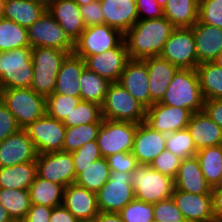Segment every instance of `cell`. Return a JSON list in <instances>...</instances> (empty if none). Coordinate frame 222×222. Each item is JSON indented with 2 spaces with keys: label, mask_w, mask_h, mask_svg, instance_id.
I'll return each instance as SVG.
<instances>
[{
  "label": "cell",
  "mask_w": 222,
  "mask_h": 222,
  "mask_svg": "<svg viewBox=\"0 0 222 222\" xmlns=\"http://www.w3.org/2000/svg\"><path fill=\"white\" fill-rule=\"evenodd\" d=\"M176 27L165 17L138 20L125 34L130 59H144L161 54Z\"/></svg>",
  "instance_id": "cell-1"
},
{
  "label": "cell",
  "mask_w": 222,
  "mask_h": 222,
  "mask_svg": "<svg viewBox=\"0 0 222 222\" xmlns=\"http://www.w3.org/2000/svg\"><path fill=\"white\" fill-rule=\"evenodd\" d=\"M204 102L196 69H179L159 103L196 113L203 111Z\"/></svg>",
  "instance_id": "cell-2"
},
{
  "label": "cell",
  "mask_w": 222,
  "mask_h": 222,
  "mask_svg": "<svg viewBox=\"0 0 222 222\" xmlns=\"http://www.w3.org/2000/svg\"><path fill=\"white\" fill-rule=\"evenodd\" d=\"M34 70L32 47L0 52L1 89L31 88Z\"/></svg>",
  "instance_id": "cell-3"
},
{
  "label": "cell",
  "mask_w": 222,
  "mask_h": 222,
  "mask_svg": "<svg viewBox=\"0 0 222 222\" xmlns=\"http://www.w3.org/2000/svg\"><path fill=\"white\" fill-rule=\"evenodd\" d=\"M0 100L21 129L46 114V97L37 94L32 88L3 89Z\"/></svg>",
  "instance_id": "cell-4"
},
{
  "label": "cell",
  "mask_w": 222,
  "mask_h": 222,
  "mask_svg": "<svg viewBox=\"0 0 222 222\" xmlns=\"http://www.w3.org/2000/svg\"><path fill=\"white\" fill-rule=\"evenodd\" d=\"M131 184L135 198L151 204L171 197L174 190V179L146 164H138L134 169Z\"/></svg>",
  "instance_id": "cell-5"
},
{
  "label": "cell",
  "mask_w": 222,
  "mask_h": 222,
  "mask_svg": "<svg viewBox=\"0 0 222 222\" xmlns=\"http://www.w3.org/2000/svg\"><path fill=\"white\" fill-rule=\"evenodd\" d=\"M67 52L54 48H32L34 76L31 88L44 97L54 93L57 75Z\"/></svg>",
  "instance_id": "cell-6"
},
{
  "label": "cell",
  "mask_w": 222,
  "mask_h": 222,
  "mask_svg": "<svg viewBox=\"0 0 222 222\" xmlns=\"http://www.w3.org/2000/svg\"><path fill=\"white\" fill-rule=\"evenodd\" d=\"M101 109L103 119L137 124L145 121L146 108L118 83L109 85Z\"/></svg>",
  "instance_id": "cell-7"
},
{
  "label": "cell",
  "mask_w": 222,
  "mask_h": 222,
  "mask_svg": "<svg viewBox=\"0 0 222 222\" xmlns=\"http://www.w3.org/2000/svg\"><path fill=\"white\" fill-rule=\"evenodd\" d=\"M137 123L103 119L97 143L102 157L120 152H132Z\"/></svg>",
  "instance_id": "cell-8"
},
{
  "label": "cell",
  "mask_w": 222,
  "mask_h": 222,
  "mask_svg": "<svg viewBox=\"0 0 222 222\" xmlns=\"http://www.w3.org/2000/svg\"><path fill=\"white\" fill-rule=\"evenodd\" d=\"M28 29L30 47L54 48L68 54L74 51V42L68 37L64 29L46 10L40 18Z\"/></svg>",
  "instance_id": "cell-9"
},
{
  "label": "cell",
  "mask_w": 222,
  "mask_h": 222,
  "mask_svg": "<svg viewBox=\"0 0 222 222\" xmlns=\"http://www.w3.org/2000/svg\"><path fill=\"white\" fill-rule=\"evenodd\" d=\"M124 41V34L107 24L86 27L74 42L73 53L81 58L100 54L118 47Z\"/></svg>",
  "instance_id": "cell-10"
},
{
  "label": "cell",
  "mask_w": 222,
  "mask_h": 222,
  "mask_svg": "<svg viewBox=\"0 0 222 222\" xmlns=\"http://www.w3.org/2000/svg\"><path fill=\"white\" fill-rule=\"evenodd\" d=\"M100 212L118 213L134 198L131 173L110 172V178L96 193Z\"/></svg>",
  "instance_id": "cell-11"
},
{
  "label": "cell",
  "mask_w": 222,
  "mask_h": 222,
  "mask_svg": "<svg viewBox=\"0 0 222 222\" xmlns=\"http://www.w3.org/2000/svg\"><path fill=\"white\" fill-rule=\"evenodd\" d=\"M160 56L179 69H196L199 63L191 27L175 28Z\"/></svg>",
  "instance_id": "cell-12"
},
{
  "label": "cell",
  "mask_w": 222,
  "mask_h": 222,
  "mask_svg": "<svg viewBox=\"0 0 222 222\" xmlns=\"http://www.w3.org/2000/svg\"><path fill=\"white\" fill-rule=\"evenodd\" d=\"M25 130L38 154L62 151L66 132L62 121L45 114L32 122Z\"/></svg>",
  "instance_id": "cell-13"
},
{
  "label": "cell",
  "mask_w": 222,
  "mask_h": 222,
  "mask_svg": "<svg viewBox=\"0 0 222 222\" xmlns=\"http://www.w3.org/2000/svg\"><path fill=\"white\" fill-rule=\"evenodd\" d=\"M37 175L45 180L58 183L64 188L76 180L74 159L71 152L57 151L38 154Z\"/></svg>",
  "instance_id": "cell-14"
},
{
  "label": "cell",
  "mask_w": 222,
  "mask_h": 222,
  "mask_svg": "<svg viewBox=\"0 0 222 222\" xmlns=\"http://www.w3.org/2000/svg\"><path fill=\"white\" fill-rule=\"evenodd\" d=\"M191 115L188 109L157 102L146 109L144 122L153 130L169 134L187 128Z\"/></svg>",
  "instance_id": "cell-15"
},
{
  "label": "cell",
  "mask_w": 222,
  "mask_h": 222,
  "mask_svg": "<svg viewBox=\"0 0 222 222\" xmlns=\"http://www.w3.org/2000/svg\"><path fill=\"white\" fill-rule=\"evenodd\" d=\"M129 59L125 41L118 47L106 52L84 58L86 68L108 80L110 83L118 82Z\"/></svg>",
  "instance_id": "cell-16"
},
{
  "label": "cell",
  "mask_w": 222,
  "mask_h": 222,
  "mask_svg": "<svg viewBox=\"0 0 222 222\" xmlns=\"http://www.w3.org/2000/svg\"><path fill=\"white\" fill-rule=\"evenodd\" d=\"M117 83L146 109L150 107L149 76L144 59H129Z\"/></svg>",
  "instance_id": "cell-17"
},
{
  "label": "cell",
  "mask_w": 222,
  "mask_h": 222,
  "mask_svg": "<svg viewBox=\"0 0 222 222\" xmlns=\"http://www.w3.org/2000/svg\"><path fill=\"white\" fill-rule=\"evenodd\" d=\"M37 151L25 129L0 142V168L36 161Z\"/></svg>",
  "instance_id": "cell-18"
},
{
  "label": "cell",
  "mask_w": 222,
  "mask_h": 222,
  "mask_svg": "<svg viewBox=\"0 0 222 222\" xmlns=\"http://www.w3.org/2000/svg\"><path fill=\"white\" fill-rule=\"evenodd\" d=\"M171 197L186 222H216L211 194H193L174 187Z\"/></svg>",
  "instance_id": "cell-19"
},
{
  "label": "cell",
  "mask_w": 222,
  "mask_h": 222,
  "mask_svg": "<svg viewBox=\"0 0 222 222\" xmlns=\"http://www.w3.org/2000/svg\"><path fill=\"white\" fill-rule=\"evenodd\" d=\"M166 149V134L153 130L145 122L137 125L132 154L138 164L150 165Z\"/></svg>",
  "instance_id": "cell-20"
},
{
  "label": "cell",
  "mask_w": 222,
  "mask_h": 222,
  "mask_svg": "<svg viewBox=\"0 0 222 222\" xmlns=\"http://www.w3.org/2000/svg\"><path fill=\"white\" fill-rule=\"evenodd\" d=\"M63 205L80 222H93L100 212L96 193L75 183L64 188Z\"/></svg>",
  "instance_id": "cell-21"
},
{
  "label": "cell",
  "mask_w": 222,
  "mask_h": 222,
  "mask_svg": "<svg viewBox=\"0 0 222 222\" xmlns=\"http://www.w3.org/2000/svg\"><path fill=\"white\" fill-rule=\"evenodd\" d=\"M149 76L150 106L160 102L179 68L160 55L144 58Z\"/></svg>",
  "instance_id": "cell-22"
},
{
  "label": "cell",
  "mask_w": 222,
  "mask_h": 222,
  "mask_svg": "<svg viewBox=\"0 0 222 222\" xmlns=\"http://www.w3.org/2000/svg\"><path fill=\"white\" fill-rule=\"evenodd\" d=\"M198 63L213 62L222 52V29L199 20L191 27Z\"/></svg>",
  "instance_id": "cell-23"
},
{
  "label": "cell",
  "mask_w": 222,
  "mask_h": 222,
  "mask_svg": "<svg viewBox=\"0 0 222 222\" xmlns=\"http://www.w3.org/2000/svg\"><path fill=\"white\" fill-rule=\"evenodd\" d=\"M104 24L125 34L138 20L135 0H100Z\"/></svg>",
  "instance_id": "cell-24"
},
{
  "label": "cell",
  "mask_w": 222,
  "mask_h": 222,
  "mask_svg": "<svg viewBox=\"0 0 222 222\" xmlns=\"http://www.w3.org/2000/svg\"><path fill=\"white\" fill-rule=\"evenodd\" d=\"M47 10L73 42L80 37L85 25L79 5L74 0H52Z\"/></svg>",
  "instance_id": "cell-25"
},
{
  "label": "cell",
  "mask_w": 222,
  "mask_h": 222,
  "mask_svg": "<svg viewBox=\"0 0 222 222\" xmlns=\"http://www.w3.org/2000/svg\"><path fill=\"white\" fill-rule=\"evenodd\" d=\"M85 67L86 63L83 58L74 53L68 54L61 63L53 94L80 97L79 78Z\"/></svg>",
  "instance_id": "cell-26"
},
{
  "label": "cell",
  "mask_w": 222,
  "mask_h": 222,
  "mask_svg": "<svg viewBox=\"0 0 222 222\" xmlns=\"http://www.w3.org/2000/svg\"><path fill=\"white\" fill-rule=\"evenodd\" d=\"M196 150L222 145V129L204 111L192 113L188 126Z\"/></svg>",
  "instance_id": "cell-27"
},
{
  "label": "cell",
  "mask_w": 222,
  "mask_h": 222,
  "mask_svg": "<svg viewBox=\"0 0 222 222\" xmlns=\"http://www.w3.org/2000/svg\"><path fill=\"white\" fill-rule=\"evenodd\" d=\"M174 187L193 194H211L212 187L206 182L196 156L181 161L174 179Z\"/></svg>",
  "instance_id": "cell-28"
},
{
  "label": "cell",
  "mask_w": 222,
  "mask_h": 222,
  "mask_svg": "<svg viewBox=\"0 0 222 222\" xmlns=\"http://www.w3.org/2000/svg\"><path fill=\"white\" fill-rule=\"evenodd\" d=\"M47 10L43 4L33 0H4L1 2V17L29 28Z\"/></svg>",
  "instance_id": "cell-29"
},
{
  "label": "cell",
  "mask_w": 222,
  "mask_h": 222,
  "mask_svg": "<svg viewBox=\"0 0 222 222\" xmlns=\"http://www.w3.org/2000/svg\"><path fill=\"white\" fill-rule=\"evenodd\" d=\"M37 177L36 161L0 168V188L27 190Z\"/></svg>",
  "instance_id": "cell-30"
},
{
  "label": "cell",
  "mask_w": 222,
  "mask_h": 222,
  "mask_svg": "<svg viewBox=\"0 0 222 222\" xmlns=\"http://www.w3.org/2000/svg\"><path fill=\"white\" fill-rule=\"evenodd\" d=\"M110 168L107 159L101 157L87 167H75V184L97 193L109 180Z\"/></svg>",
  "instance_id": "cell-31"
},
{
  "label": "cell",
  "mask_w": 222,
  "mask_h": 222,
  "mask_svg": "<svg viewBox=\"0 0 222 222\" xmlns=\"http://www.w3.org/2000/svg\"><path fill=\"white\" fill-rule=\"evenodd\" d=\"M199 0H167L164 17L176 28L192 27L198 21Z\"/></svg>",
  "instance_id": "cell-32"
},
{
  "label": "cell",
  "mask_w": 222,
  "mask_h": 222,
  "mask_svg": "<svg viewBox=\"0 0 222 222\" xmlns=\"http://www.w3.org/2000/svg\"><path fill=\"white\" fill-rule=\"evenodd\" d=\"M31 204L51 208L63 205L64 187L37 175L29 187Z\"/></svg>",
  "instance_id": "cell-33"
},
{
  "label": "cell",
  "mask_w": 222,
  "mask_h": 222,
  "mask_svg": "<svg viewBox=\"0 0 222 222\" xmlns=\"http://www.w3.org/2000/svg\"><path fill=\"white\" fill-rule=\"evenodd\" d=\"M196 71L204 99H222V68L214 62H205L199 64Z\"/></svg>",
  "instance_id": "cell-34"
},
{
  "label": "cell",
  "mask_w": 222,
  "mask_h": 222,
  "mask_svg": "<svg viewBox=\"0 0 222 222\" xmlns=\"http://www.w3.org/2000/svg\"><path fill=\"white\" fill-rule=\"evenodd\" d=\"M195 156L206 182L213 188L222 174V145L202 148Z\"/></svg>",
  "instance_id": "cell-35"
},
{
  "label": "cell",
  "mask_w": 222,
  "mask_h": 222,
  "mask_svg": "<svg viewBox=\"0 0 222 222\" xmlns=\"http://www.w3.org/2000/svg\"><path fill=\"white\" fill-rule=\"evenodd\" d=\"M79 80L81 99L101 106L111 83L86 67Z\"/></svg>",
  "instance_id": "cell-36"
},
{
  "label": "cell",
  "mask_w": 222,
  "mask_h": 222,
  "mask_svg": "<svg viewBox=\"0 0 222 222\" xmlns=\"http://www.w3.org/2000/svg\"><path fill=\"white\" fill-rule=\"evenodd\" d=\"M0 204L8 211L11 219L24 220L31 207L29 189L0 188Z\"/></svg>",
  "instance_id": "cell-37"
},
{
  "label": "cell",
  "mask_w": 222,
  "mask_h": 222,
  "mask_svg": "<svg viewBox=\"0 0 222 222\" xmlns=\"http://www.w3.org/2000/svg\"><path fill=\"white\" fill-rule=\"evenodd\" d=\"M30 47L28 29L0 16V52Z\"/></svg>",
  "instance_id": "cell-38"
},
{
  "label": "cell",
  "mask_w": 222,
  "mask_h": 222,
  "mask_svg": "<svg viewBox=\"0 0 222 222\" xmlns=\"http://www.w3.org/2000/svg\"><path fill=\"white\" fill-rule=\"evenodd\" d=\"M101 123H89L85 125L67 127L62 145V151L73 152L87 142L97 140Z\"/></svg>",
  "instance_id": "cell-39"
},
{
  "label": "cell",
  "mask_w": 222,
  "mask_h": 222,
  "mask_svg": "<svg viewBox=\"0 0 222 222\" xmlns=\"http://www.w3.org/2000/svg\"><path fill=\"white\" fill-rule=\"evenodd\" d=\"M102 109L97 103L81 100L71 114L63 121L67 127L85 125L89 123H102Z\"/></svg>",
  "instance_id": "cell-40"
},
{
  "label": "cell",
  "mask_w": 222,
  "mask_h": 222,
  "mask_svg": "<svg viewBox=\"0 0 222 222\" xmlns=\"http://www.w3.org/2000/svg\"><path fill=\"white\" fill-rule=\"evenodd\" d=\"M166 149L181 160L193 157L197 150L187 128L166 134Z\"/></svg>",
  "instance_id": "cell-41"
},
{
  "label": "cell",
  "mask_w": 222,
  "mask_h": 222,
  "mask_svg": "<svg viewBox=\"0 0 222 222\" xmlns=\"http://www.w3.org/2000/svg\"><path fill=\"white\" fill-rule=\"evenodd\" d=\"M81 100V97L51 94L46 97V114L63 122Z\"/></svg>",
  "instance_id": "cell-42"
},
{
  "label": "cell",
  "mask_w": 222,
  "mask_h": 222,
  "mask_svg": "<svg viewBox=\"0 0 222 222\" xmlns=\"http://www.w3.org/2000/svg\"><path fill=\"white\" fill-rule=\"evenodd\" d=\"M123 222H154L153 204L134 198L118 212Z\"/></svg>",
  "instance_id": "cell-43"
},
{
  "label": "cell",
  "mask_w": 222,
  "mask_h": 222,
  "mask_svg": "<svg viewBox=\"0 0 222 222\" xmlns=\"http://www.w3.org/2000/svg\"><path fill=\"white\" fill-rule=\"evenodd\" d=\"M198 20L222 29V0H199Z\"/></svg>",
  "instance_id": "cell-44"
},
{
  "label": "cell",
  "mask_w": 222,
  "mask_h": 222,
  "mask_svg": "<svg viewBox=\"0 0 222 222\" xmlns=\"http://www.w3.org/2000/svg\"><path fill=\"white\" fill-rule=\"evenodd\" d=\"M153 213L154 221L157 222H186L172 197L153 204Z\"/></svg>",
  "instance_id": "cell-45"
},
{
  "label": "cell",
  "mask_w": 222,
  "mask_h": 222,
  "mask_svg": "<svg viewBox=\"0 0 222 222\" xmlns=\"http://www.w3.org/2000/svg\"><path fill=\"white\" fill-rule=\"evenodd\" d=\"M181 159L167 149H164L150 164L151 167L172 179H175L181 164Z\"/></svg>",
  "instance_id": "cell-46"
},
{
  "label": "cell",
  "mask_w": 222,
  "mask_h": 222,
  "mask_svg": "<svg viewBox=\"0 0 222 222\" xmlns=\"http://www.w3.org/2000/svg\"><path fill=\"white\" fill-rule=\"evenodd\" d=\"M75 167H87L102 157L97 140L87 142L79 149L71 152Z\"/></svg>",
  "instance_id": "cell-47"
},
{
  "label": "cell",
  "mask_w": 222,
  "mask_h": 222,
  "mask_svg": "<svg viewBox=\"0 0 222 222\" xmlns=\"http://www.w3.org/2000/svg\"><path fill=\"white\" fill-rule=\"evenodd\" d=\"M106 159L110 171L132 173L138 166L136 157L132 152H120L110 155Z\"/></svg>",
  "instance_id": "cell-48"
},
{
  "label": "cell",
  "mask_w": 222,
  "mask_h": 222,
  "mask_svg": "<svg viewBox=\"0 0 222 222\" xmlns=\"http://www.w3.org/2000/svg\"><path fill=\"white\" fill-rule=\"evenodd\" d=\"M83 23L86 27L104 24V15L100 0H94L86 5L79 6Z\"/></svg>",
  "instance_id": "cell-49"
},
{
  "label": "cell",
  "mask_w": 222,
  "mask_h": 222,
  "mask_svg": "<svg viewBox=\"0 0 222 222\" xmlns=\"http://www.w3.org/2000/svg\"><path fill=\"white\" fill-rule=\"evenodd\" d=\"M20 129L14 116L0 100V142Z\"/></svg>",
  "instance_id": "cell-50"
},
{
  "label": "cell",
  "mask_w": 222,
  "mask_h": 222,
  "mask_svg": "<svg viewBox=\"0 0 222 222\" xmlns=\"http://www.w3.org/2000/svg\"><path fill=\"white\" fill-rule=\"evenodd\" d=\"M139 20L158 19L164 17L163 9L157 0H135Z\"/></svg>",
  "instance_id": "cell-51"
},
{
  "label": "cell",
  "mask_w": 222,
  "mask_h": 222,
  "mask_svg": "<svg viewBox=\"0 0 222 222\" xmlns=\"http://www.w3.org/2000/svg\"><path fill=\"white\" fill-rule=\"evenodd\" d=\"M52 209L44 205L31 204L24 222H49Z\"/></svg>",
  "instance_id": "cell-52"
},
{
  "label": "cell",
  "mask_w": 222,
  "mask_h": 222,
  "mask_svg": "<svg viewBox=\"0 0 222 222\" xmlns=\"http://www.w3.org/2000/svg\"><path fill=\"white\" fill-rule=\"evenodd\" d=\"M203 111L222 129V99L205 100Z\"/></svg>",
  "instance_id": "cell-53"
},
{
  "label": "cell",
  "mask_w": 222,
  "mask_h": 222,
  "mask_svg": "<svg viewBox=\"0 0 222 222\" xmlns=\"http://www.w3.org/2000/svg\"><path fill=\"white\" fill-rule=\"evenodd\" d=\"M49 222H80L64 205L54 207Z\"/></svg>",
  "instance_id": "cell-54"
},
{
  "label": "cell",
  "mask_w": 222,
  "mask_h": 222,
  "mask_svg": "<svg viewBox=\"0 0 222 222\" xmlns=\"http://www.w3.org/2000/svg\"><path fill=\"white\" fill-rule=\"evenodd\" d=\"M212 211L216 222H222V190H212Z\"/></svg>",
  "instance_id": "cell-55"
},
{
  "label": "cell",
  "mask_w": 222,
  "mask_h": 222,
  "mask_svg": "<svg viewBox=\"0 0 222 222\" xmlns=\"http://www.w3.org/2000/svg\"><path fill=\"white\" fill-rule=\"evenodd\" d=\"M93 222H123L118 213L99 212Z\"/></svg>",
  "instance_id": "cell-56"
},
{
  "label": "cell",
  "mask_w": 222,
  "mask_h": 222,
  "mask_svg": "<svg viewBox=\"0 0 222 222\" xmlns=\"http://www.w3.org/2000/svg\"><path fill=\"white\" fill-rule=\"evenodd\" d=\"M9 220H11V217L8 211L0 204V222H8Z\"/></svg>",
  "instance_id": "cell-57"
},
{
  "label": "cell",
  "mask_w": 222,
  "mask_h": 222,
  "mask_svg": "<svg viewBox=\"0 0 222 222\" xmlns=\"http://www.w3.org/2000/svg\"><path fill=\"white\" fill-rule=\"evenodd\" d=\"M212 190H222V174L218 180V183L212 188Z\"/></svg>",
  "instance_id": "cell-58"
},
{
  "label": "cell",
  "mask_w": 222,
  "mask_h": 222,
  "mask_svg": "<svg viewBox=\"0 0 222 222\" xmlns=\"http://www.w3.org/2000/svg\"><path fill=\"white\" fill-rule=\"evenodd\" d=\"M213 62L222 68V52L216 57Z\"/></svg>",
  "instance_id": "cell-59"
},
{
  "label": "cell",
  "mask_w": 222,
  "mask_h": 222,
  "mask_svg": "<svg viewBox=\"0 0 222 222\" xmlns=\"http://www.w3.org/2000/svg\"><path fill=\"white\" fill-rule=\"evenodd\" d=\"M79 6L86 5L94 0H74Z\"/></svg>",
  "instance_id": "cell-60"
},
{
  "label": "cell",
  "mask_w": 222,
  "mask_h": 222,
  "mask_svg": "<svg viewBox=\"0 0 222 222\" xmlns=\"http://www.w3.org/2000/svg\"><path fill=\"white\" fill-rule=\"evenodd\" d=\"M33 1L43 4L45 7H48L50 3L52 2V0H33Z\"/></svg>",
  "instance_id": "cell-61"
},
{
  "label": "cell",
  "mask_w": 222,
  "mask_h": 222,
  "mask_svg": "<svg viewBox=\"0 0 222 222\" xmlns=\"http://www.w3.org/2000/svg\"><path fill=\"white\" fill-rule=\"evenodd\" d=\"M157 2H158V5H159L162 9H164V7H165L166 4H167V0H157Z\"/></svg>",
  "instance_id": "cell-62"
},
{
  "label": "cell",
  "mask_w": 222,
  "mask_h": 222,
  "mask_svg": "<svg viewBox=\"0 0 222 222\" xmlns=\"http://www.w3.org/2000/svg\"><path fill=\"white\" fill-rule=\"evenodd\" d=\"M8 222H24V220H19V219H11Z\"/></svg>",
  "instance_id": "cell-63"
},
{
  "label": "cell",
  "mask_w": 222,
  "mask_h": 222,
  "mask_svg": "<svg viewBox=\"0 0 222 222\" xmlns=\"http://www.w3.org/2000/svg\"><path fill=\"white\" fill-rule=\"evenodd\" d=\"M1 2H2V1L0 0V16H1Z\"/></svg>",
  "instance_id": "cell-64"
}]
</instances>
